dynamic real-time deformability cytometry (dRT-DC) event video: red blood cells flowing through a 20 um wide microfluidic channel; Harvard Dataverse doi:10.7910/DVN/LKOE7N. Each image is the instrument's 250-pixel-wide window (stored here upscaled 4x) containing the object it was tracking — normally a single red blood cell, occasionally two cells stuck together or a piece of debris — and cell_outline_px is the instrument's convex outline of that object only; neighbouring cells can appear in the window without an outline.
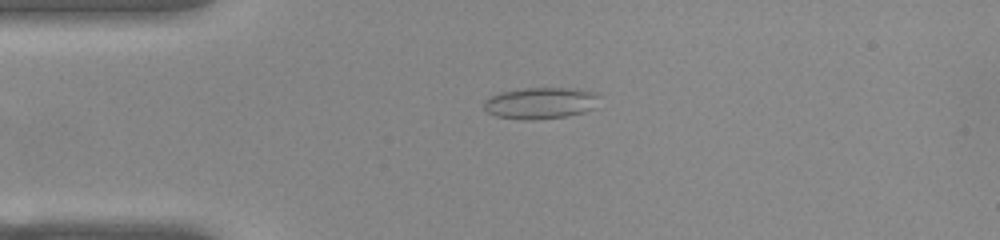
{"species": "common noctule bat (a hibernating species)", "species_latin": "Nyctalus noctula", "temperature_condition": "warm", "stored_images_in_passage": 45, "camera_frame_rate_fps": 3000, "um_per_image_px": 0.085, "animal": {"sex": "female", "body_mass_g": 22.0, "forearm_length_mm": 56.7}, "frame": {"image": 1, "passage_image": 5, "time_ms": 1.333, "image_size_px": [1000, 240], "cell_outline_px": [[600, 96], [596, 108], [584, 112], [564, 116], [532, 120], [520, 120], [496, 116], [488, 112], [484, 108], [484, 100], [488, 96], [500, 92], [524, 88], [576, 88], [592, 92]], "centroid_in_image_um": [45.93, 8.76], "position_along_channel_um": 39.1, "area_um2": 21.39}}
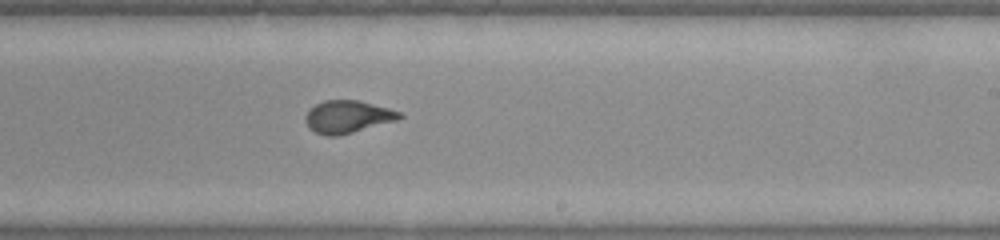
{"frame": {"image": 2, "passage_image": 24, "time_ms": 7.667, "image_size_px": [1000, 240], "cell_outline_px": [[404, 116], [396, 120], [352, 132], [336, 136], [328, 136], [316, 132], [308, 128], [304, 120], [304, 116], [316, 104], [324, 100], [360, 100], [388, 108], [400, 112]], "centroid_in_image_um": [29.52, 9.91], "position_along_channel_um": 259.5, "area_um2": 17.63}}
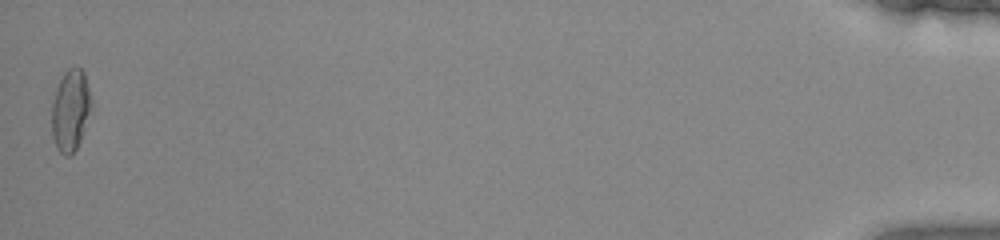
{"frame": {"image": 3, "passage_image": 45, "time_ms": 14.667, "image_size_px": [1000, 240], "cell_outline_px": [[92, 104], [80, 140], [72, 156], [64, 156], [56, 148], [52, 136], [52, 104], [56, 88], [64, 72], [68, 68], [76, 64], [84, 72], [92, 100]], "centroid_in_image_um": [5.98, 9.36], "position_along_channel_um": 429.2, "area_um2": 18.9}, "authors_computed_cell_mechanics": {"area_um2": 18.2648, "velocity_mm_per_s": 3.8738, "shape_relaxation_time_tau1_ms": 8.7169, "shape_relaxation_time_tau2_ms": 0.7543, "deformation_change_tau1": 0.2229, "deformation_change_tau2": 0.0548}}